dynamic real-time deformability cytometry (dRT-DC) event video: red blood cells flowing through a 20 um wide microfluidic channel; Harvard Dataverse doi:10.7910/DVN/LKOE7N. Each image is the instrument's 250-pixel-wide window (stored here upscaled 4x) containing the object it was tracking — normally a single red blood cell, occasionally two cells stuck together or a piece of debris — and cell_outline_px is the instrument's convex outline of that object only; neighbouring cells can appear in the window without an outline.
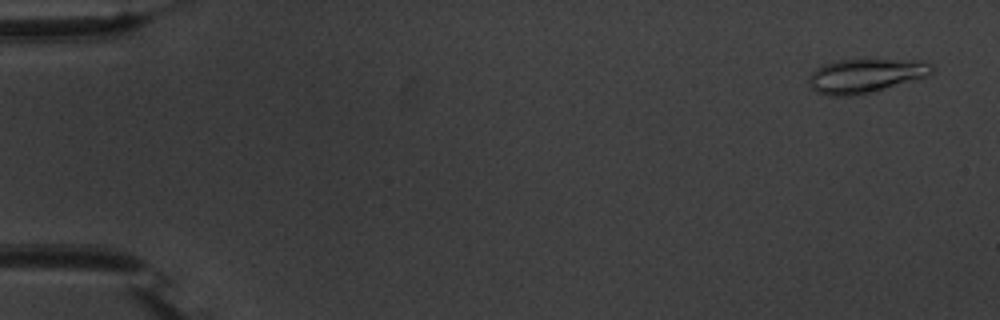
{"species": "common noctule bat (a hibernating species)", "species_latin": "Nyctalus noctula", "temperature_condition": "warm", "stored_images_in_passage": 55, "camera_frame_rate_fps": 3000, "um_per_image_px": 0.085, "animal": {"sex": "male", "body_mass_g": 20.1, "forearm_length_mm": 53.5}, "frame": {"image": 1, "passage_image": 3, "time_ms": 0.667, "image_size_px": [1000, 320], "cell_outline_px": [[936, 68], [928, 76], [876, 92], [852, 96], [828, 96], [816, 92], [808, 84], [808, 76], [816, 68], [824, 64], [840, 60], [924, 60], [932, 64]], "centroid_in_image_um": [73.59, 6.45], "position_along_channel_um": 11.4, "area_um2": 24.85}}
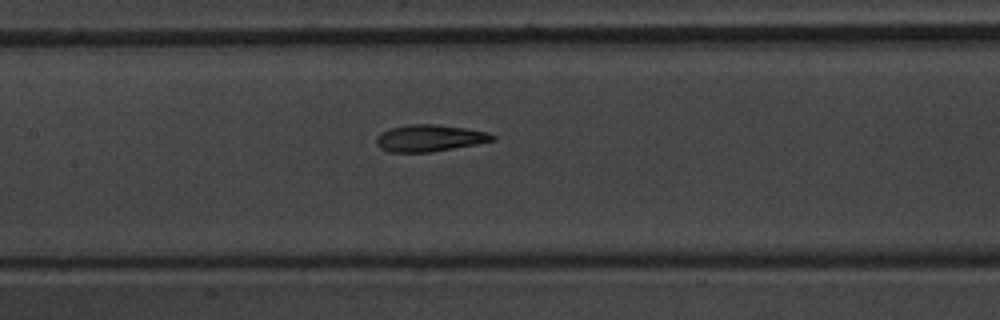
{"frame": {"image": 2, "passage_image": 27, "time_ms": 8.667, "image_size_px": [1000, 320], "cell_outline_px": [[496, 140], [476, 144], [428, 152], [388, 152], [380, 148], [376, 144], [376, 136], [380, 132], [392, 128], [408, 124], [436, 124], [468, 128], [488, 132], [496, 136]], "centroid_in_image_um": [36.51, 11.73], "position_along_channel_um": 170.9, "area_um2": 18.21}}
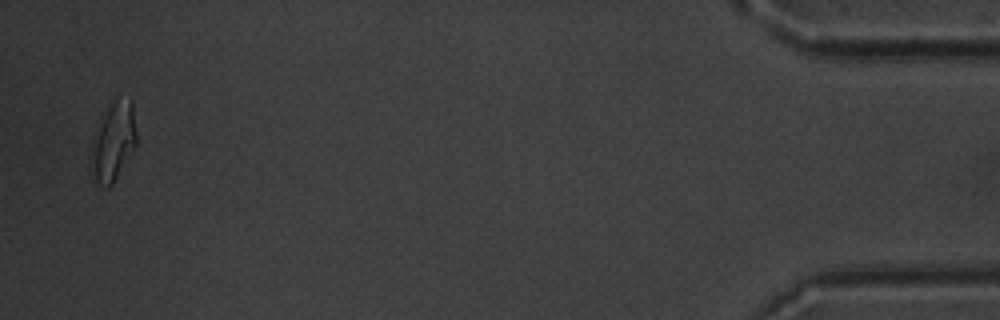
{"frame": {"image": 3, "passage_image": 54, "time_ms": 17.667, "image_size_px": [1000, 320], "cell_outline_px": [[136, 144], [112, 184], [108, 188], [104, 188], [92, 180], [88, 168], [88, 164], [92, 136], [100, 116], [116, 96], [132, 100], [136, 132]], "centroid_in_image_um": [9.54, 12.05], "position_along_channel_um": 425.7, "area_um2": 21.68}, "authors_computed_cell_mechanics": {"area_um2": 18.7272, "velocity_mm_per_s": 3.7299, "shape_relaxation_time_tau1_ms": 3.9532, "shape_relaxation_time_tau2_ms": 1.5519, "deformation_change_tau1": 0.1943, "deformation_change_tau2": 0.0952}}